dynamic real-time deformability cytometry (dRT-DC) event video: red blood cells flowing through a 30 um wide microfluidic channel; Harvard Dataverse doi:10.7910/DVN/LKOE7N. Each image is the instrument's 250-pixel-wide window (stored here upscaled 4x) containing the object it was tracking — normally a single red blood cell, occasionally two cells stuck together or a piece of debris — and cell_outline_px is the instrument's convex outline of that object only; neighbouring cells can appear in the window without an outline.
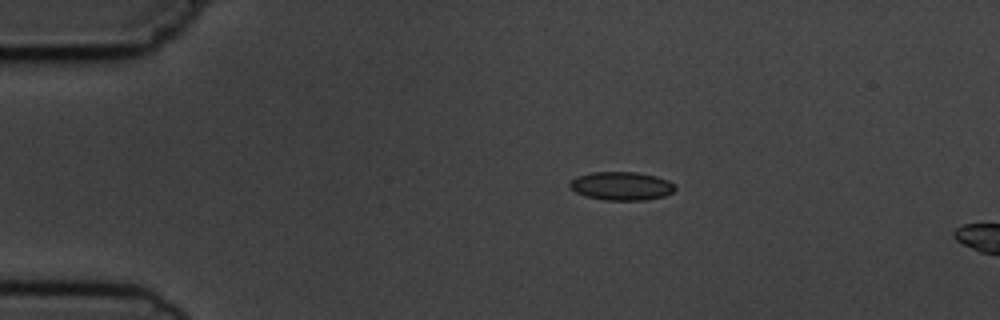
{"species": "common noctule bat (a hibernating species)", "species_latin": "Nyctalus noctula", "temperature_condition": "cold", "stored_images_in_passage": 5, "camera_frame_rate_fps": 3000, "um_per_image_px": 0.085, "animal": {"sex": "male", "body_mass_g": 19.5, "forearm_length_mm": 54.6}, "frame": {"image": 1, "passage_image": 5, "time_ms": 4.667, "image_size_px": [1000, 320], "cell_outline_px": [[676, 188], [672, 192], [664, 196], [644, 200], [604, 200], [584, 196], [576, 192], [568, 184], [576, 176], [592, 172], [636, 172], [656, 176], [668, 180]], "centroid_in_image_um": [52.8, 15.81], "position_along_channel_um": 32.2, "area_um2": 17.4}}